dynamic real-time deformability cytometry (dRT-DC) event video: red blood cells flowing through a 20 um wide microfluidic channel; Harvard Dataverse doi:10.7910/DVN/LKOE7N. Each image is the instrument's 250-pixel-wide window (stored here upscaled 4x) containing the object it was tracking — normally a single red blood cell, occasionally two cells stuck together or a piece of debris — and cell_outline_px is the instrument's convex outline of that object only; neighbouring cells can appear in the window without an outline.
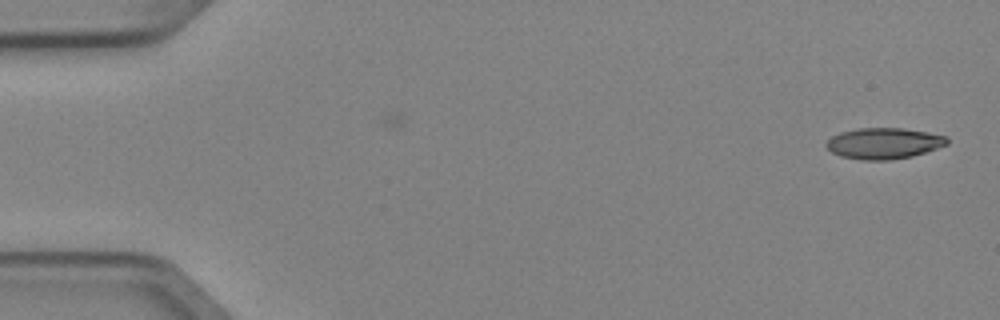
{"species": "Egyptian fruit bat (a non-hibernating species)", "species_latin": "Rousettus aegyptiacus", "temperature_condition": "cold", "stored_images_in_passage": 2, "camera_frame_rate_fps": 3000, "um_per_image_px": 0.085, "animal": {"sex": "female"}, "frame": {"image": 1, "passage_image": 2, "time_ms": 0.333, "image_size_px": [1000, 320], "cell_outline_px": [[948, 144], [912, 156], [888, 160], [864, 160], [840, 156], [832, 152], [824, 144], [832, 136], [840, 132], [856, 128], [904, 128], [928, 132], [948, 136]], "centroid_in_image_um": [75.12, 12.17], "position_along_channel_um": 9.9, "area_um2": 21.85}}